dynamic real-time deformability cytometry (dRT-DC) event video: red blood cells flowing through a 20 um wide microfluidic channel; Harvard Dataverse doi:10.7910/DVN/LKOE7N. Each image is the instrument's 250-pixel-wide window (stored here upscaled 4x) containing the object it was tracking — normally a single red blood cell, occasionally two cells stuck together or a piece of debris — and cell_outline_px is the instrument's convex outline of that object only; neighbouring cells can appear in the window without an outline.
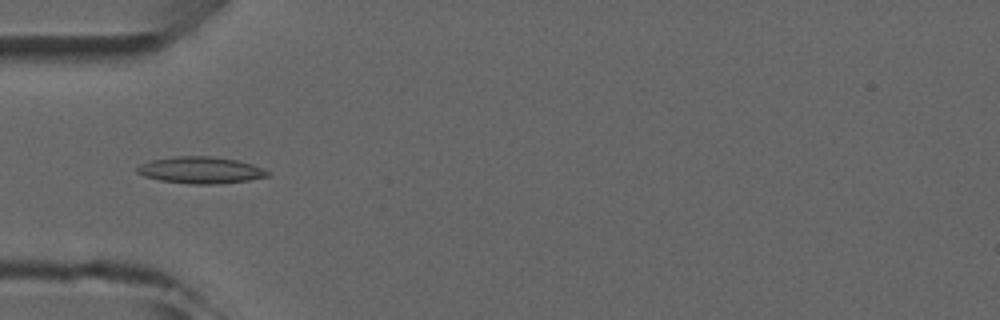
{"species": "common noctule bat (a hibernating species)", "species_latin": "Nyctalus noctula", "temperature_condition": "room temperature", "stored_images_in_passage": 4, "camera_frame_rate_fps": 3000, "um_per_image_px": 0.085, "animal": {"sex": "male", "forearm_length_mm": 52.5}, "frame": {"image": 1, "passage_image": 4, "time_ms": 4.333, "image_size_px": [1000, 320], "cell_outline_px": [[272, 172], [268, 176], [248, 180], [216, 184], [188, 184], [160, 180], [144, 176], [136, 172], [136, 168], [140, 164], [152, 160], [176, 156], [212, 156], [236, 160], [252, 164]], "centroid_in_image_um": [17.05, 14.46], "position_along_channel_um": 67.9, "area_um2": 20.29}}